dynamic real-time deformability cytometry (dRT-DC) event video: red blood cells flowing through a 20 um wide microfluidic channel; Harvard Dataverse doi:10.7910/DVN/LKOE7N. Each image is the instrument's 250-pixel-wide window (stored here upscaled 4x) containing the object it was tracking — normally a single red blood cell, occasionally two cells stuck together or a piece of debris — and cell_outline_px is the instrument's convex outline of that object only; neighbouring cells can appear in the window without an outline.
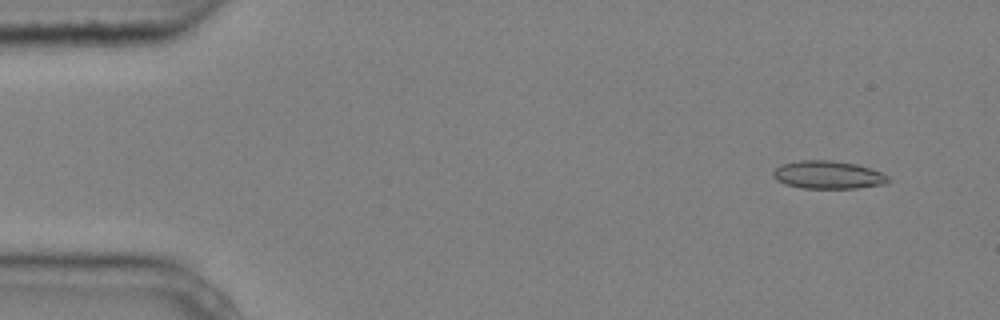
{"species": "common noctule bat (a hibernating species)", "species_latin": "Nyctalus noctula", "temperature_condition": "cold", "stored_images_in_passage": 3, "camera_frame_rate_fps": 3000, "um_per_image_px": 0.085, "animal": {"sex": "male", "body_mass_g": 20.4}, "frame": {"image": 1, "passage_image": 1, "time_ms": 0.0, "image_size_px": [1000, 320], "cell_outline_px": [[892, 180], [888, 184], [856, 188], [800, 188], [784, 184], [776, 180], [772, 176], [772, 172], [780, 164], [800, 160], [832, 160], [856, 164], [880, 172], [888, 176]], "centroid_in_image_um": [70.37, 14.87], "position_along_channel_um": 14.6, "area_um2": 18.96}}
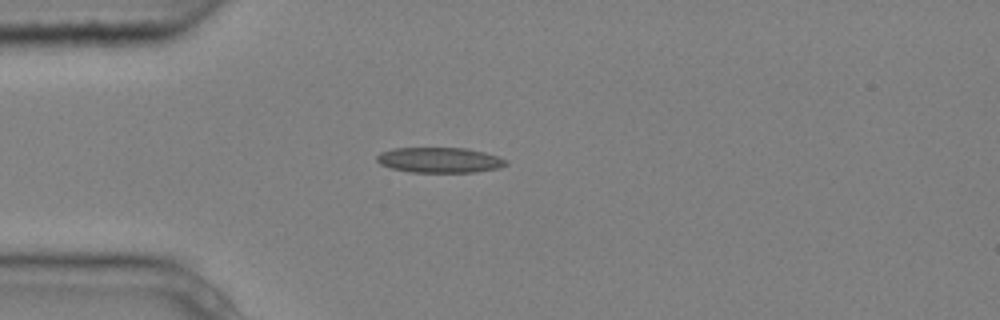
{"frame": {"image": 2, "passage_image": 3, "time_ms": 0.667, "image_size_px": [1000, 320], "cell_outline_px": [[508, 164], [500, 168], [476, 172], [412, 172], [392, 168], [380, 164], [376, 160], [376, 156], [380, 152], [392, 148], [468, 148], [484, 152], [508, 160]], "centroid_in_image_um": [37.38, 13.6], "position_along_channel_um": 47.6, "area_um2": 19.13}}